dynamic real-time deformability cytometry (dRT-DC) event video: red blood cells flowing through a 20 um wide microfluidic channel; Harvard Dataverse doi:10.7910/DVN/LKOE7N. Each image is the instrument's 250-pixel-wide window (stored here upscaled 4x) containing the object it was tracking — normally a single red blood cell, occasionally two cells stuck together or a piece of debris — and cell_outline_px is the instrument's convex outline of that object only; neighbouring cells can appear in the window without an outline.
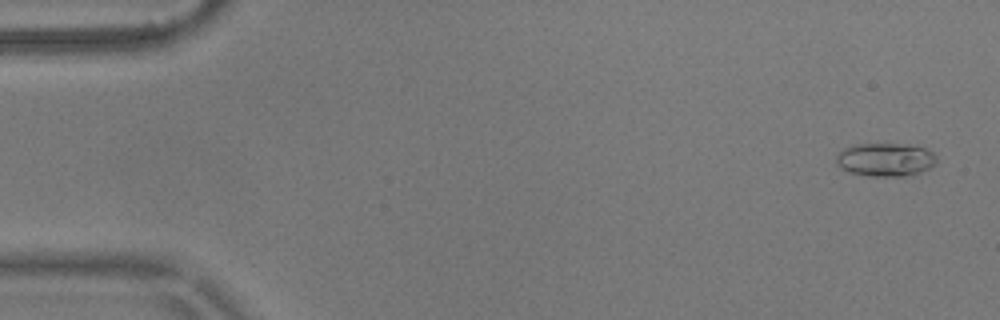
{"species": "common noctule bat (a hibernating species)", "species_latin": "Nyctalus noctula", "temperature_condition": "warm", "stored_images_in_passage": 5, "camera_frame_rate_fps": 3000, "um_per_image_px": 0.085, "animal": {"sex": "male", "body_mass_g": 17.9}, "frame": {"image": 1, "passage_image": 1, "time_ms": 0.0, "image_size_px": [1000, 320], "cell_outline_px": [[936, 164], [912, 176], [872, 176], [848, 172], [840, 168], [836, 164], [836, 156], [844, 148], [856, 144], [908, 144], [924, 148], [932, 152], [936, 156]], "centroid_in_image_um": [75.26, 13.57], "position_along_channel_um": 9.7, "area_um2": 19.59}}
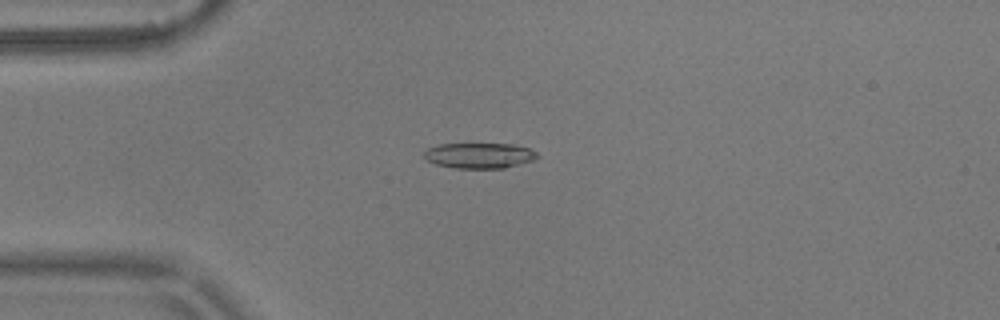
{"frame": {"image": 2, "passage_image": 4, "time_ms": 1.0, "image_size_px": [1000, 320], "cell_outline_px": [[540, 156], [532, 160], [504, 168], [456, 168], [436, 164], [428, 160], [424, 156], [424, 152], [428, 148], [440, 144], [512, 144], [528, 148], [536, 152]], "centroid_in_image_um": [40.75, 13.21], "position_along_channel_um": 44.3, "area_um2": 16.59}}